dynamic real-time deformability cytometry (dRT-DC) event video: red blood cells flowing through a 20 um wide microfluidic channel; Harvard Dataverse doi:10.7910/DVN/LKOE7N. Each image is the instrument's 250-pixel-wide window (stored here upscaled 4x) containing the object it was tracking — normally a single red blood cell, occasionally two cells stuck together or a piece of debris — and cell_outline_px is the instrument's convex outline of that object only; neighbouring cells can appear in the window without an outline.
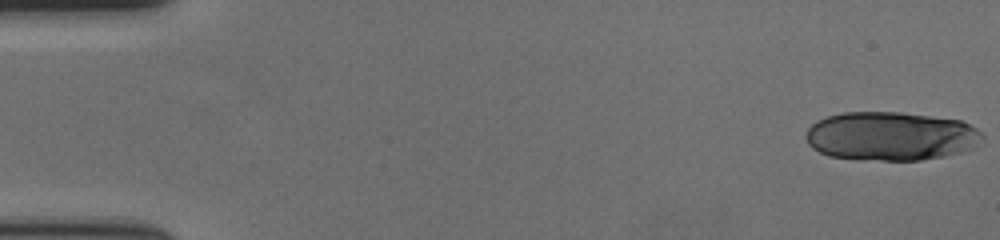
{"species": "human", "species_latin": "Homo sapiens", "temperature_condition": "cold", "stored_images_in_passage": 19, "camera_frame_rate_fps": 3000, "um_per_image_px": 0.085, "donor": {"sex": "female"}, "frame": {"image": 1, "passage_image": 1, "time_ms": 0.0, "image_size_px": [1000, 240], "cell_outline_px": [[984, 140], [972, 148], [960, 152], [944, 156], [920, 160], [880, 160], [828, 156], [812, 148], [808, 144], [804, 136], [808, 128], [816, 120], [828, 116], [844, 112], [900, 112], [960, 120], [976, 128], [984, 136]], "centroid_in_image_um": [75.71, 11.57], "position_along_channel_um": 9.3, "area_um2": 50.17}}
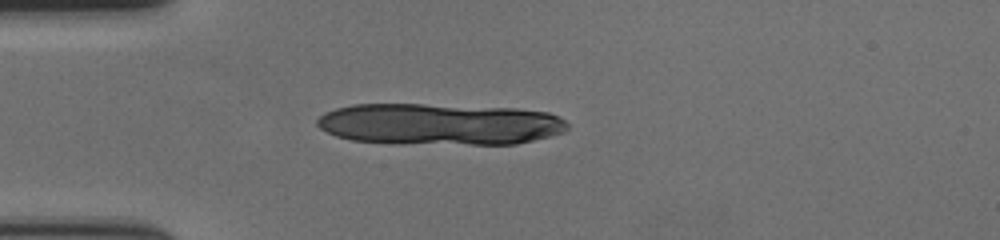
{"frame": {"image": 2, "passage_image": 16, "time_ms": 5.0, "image_size_px": [1000, 240], "cell_outline_px": [[568, 128], [564, 132], [516, 144], [392, 144], [352, 140], [336, 136], [320, 128], [316, 124], [316, 120], [324, 112], [336, 108], [352, 104], [424, 104], [516, 108], [548, 112], [560, 116], [568, 124]], "centroid_in_image_um": [37.34, 10.55], "position_along_channel_um": 47.7, "area_um2": 61.21}}